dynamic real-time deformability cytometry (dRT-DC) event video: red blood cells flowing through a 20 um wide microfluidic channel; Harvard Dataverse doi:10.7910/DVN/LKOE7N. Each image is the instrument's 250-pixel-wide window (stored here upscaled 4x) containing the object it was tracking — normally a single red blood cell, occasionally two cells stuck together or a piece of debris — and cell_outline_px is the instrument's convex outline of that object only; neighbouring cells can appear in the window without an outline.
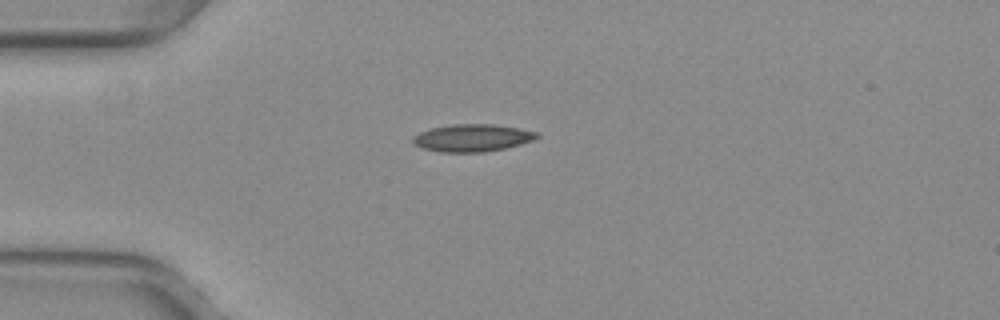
{"species": "common noctule bat (a hibernating species)", "species_latin": "Nyctalus noctula", "temperature_condition": "warm", "stored_images_in_passage": 30, "camera_frame_rate_fps": 3000, "um_per_image_px": 0.085, "animal": {"sex": "female", "body_mass_g": 29.2, "forearm_length_mm": 56.3}, "frame": {"image": 1, "passage_image": 1, "time_ms": 0.0, "image_size_px": [1000, 320], "cell_outline_px": [[540, 136], [532, 140], [520, 144], [504, 148], [484, 152], [440, 152], [420, 148], [412, 140], [412, 136], [420, 132], [432, 128], [452, 124], [492, 124], [540, 132]], "centroid_in_image_um": [40.13, 11.72], "position_along_channel_um": 44.9, "area_um2": 19.71}}
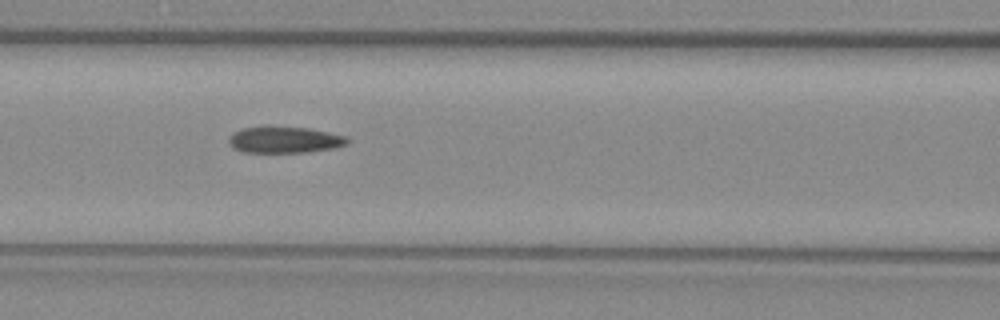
{"frame": {"image": 2, "passage_image": 10, "time_ms": 3.0, "image_size_px": [1000, 320], "cell_outline_px": [[348, 144], [332, 148], [308, 152], [244, 152], [232, 148], [228, 144], [228, 136], [232, 132], [244, 128], [308, 128], [328, 132], [344, 136], [348, 140]], "centroid_in_image_um": [24.14, 11.91], "position_along_channel_um": 142.5, "area_um2": 17.8}}
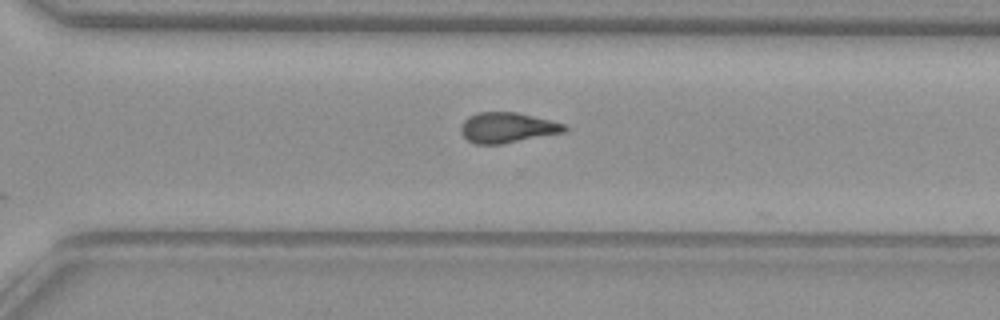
{"frame": {"image": 3, "passage_image": 24, "time_ms": 7.667, "image_size_px": [1000, 320], "cell_outline_px": [[568, 132], [500, 144], [476, 144], [468, 140], [460, 132], [460, 124], [468, 116], [476, 112], [516, 112], [568, 124]], "centroid_in_image_um": [43.15, 10.84], "position_along_channel_um": 327.4, "area_um2": 18.61}, "authors_computed_cell_mechanics": {"area_um2": 18.5827, "velocity_mm_per_s": 3.9792, "shape_relaxation_time_tau1_ms": 9.3632, "shape_relaxation_time_tau2_ms": 2.2932, "deformation_change_tau1": 0.2186, "deformation_change_tau2": 0.0962}}